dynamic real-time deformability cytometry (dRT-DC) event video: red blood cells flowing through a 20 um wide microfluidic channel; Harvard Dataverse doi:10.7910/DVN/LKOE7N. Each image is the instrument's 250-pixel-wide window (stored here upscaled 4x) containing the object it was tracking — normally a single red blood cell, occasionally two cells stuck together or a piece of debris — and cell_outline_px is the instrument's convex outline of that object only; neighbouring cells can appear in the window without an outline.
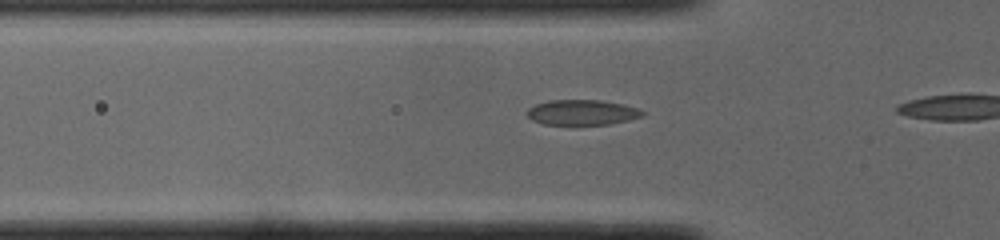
{"species": "common noctule bat (a hibernating species)", "species_latin": "Nyctalus noctula", "temperature_condition": "cold", "stored_images_in_passage": 6, "camera_frame_rate_fps": 3000, "um_per_image_px": 0.085, "animal": {"sex": "male", "body_mass_g": 19.0, "forearm_length_mm": 50.8}, "frame": {"image": 1, "passage_image": 4, "time_ms": 1.0, "image_size_px": [1000, 240], "cell_outline_px": [[644, 116], [628, 120], [608, 124], [544, 124], [532, 120], [528, 116], [528, 108], [536, 104], [548, 100], [600, 100], [620, 104], [636, 108], [644, 112]], "centroid_in_image_um": [49.46, 9.55], "position_along_channel_um": 76.3, "area_um2": 16.7}}